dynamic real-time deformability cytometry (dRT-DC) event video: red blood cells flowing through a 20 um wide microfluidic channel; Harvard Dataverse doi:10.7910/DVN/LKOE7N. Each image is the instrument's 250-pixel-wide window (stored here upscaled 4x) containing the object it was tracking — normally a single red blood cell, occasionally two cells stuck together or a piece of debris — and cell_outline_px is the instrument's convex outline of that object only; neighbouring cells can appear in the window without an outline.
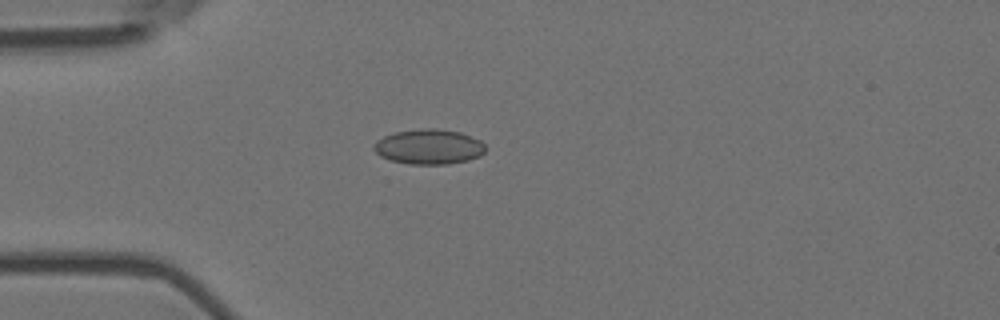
{"species": "Egyptian fruit bat (a non-hibernating species)", "species_latin": "Rousettus aegyptiacus", "temperature_condition": "room temperature", "stored_images_in_passage": 3, "camera_frame_rate_fps": 3000, "um_per_image_px": 0.085, "animal": {"sex": "female"}, "frame": {"image": 1, "passage_image": 2, "time_ms": 0.333, "image_size_px": [1000, 320], "cell_outline_px": [[484, 152], [480, 156], [468, 160], [448, 164], [408, 164], [392, 160], [380, 156], [372, 148], [372, 144], [376, 140], [392, 132], [424, 128], [436, 128], [460, 132], [480, 140], [484, 144]], "centroid_in_image_um": [36.42, 12.46], "position_along_channel_um": 48.6, "area_um2": 22.89}}